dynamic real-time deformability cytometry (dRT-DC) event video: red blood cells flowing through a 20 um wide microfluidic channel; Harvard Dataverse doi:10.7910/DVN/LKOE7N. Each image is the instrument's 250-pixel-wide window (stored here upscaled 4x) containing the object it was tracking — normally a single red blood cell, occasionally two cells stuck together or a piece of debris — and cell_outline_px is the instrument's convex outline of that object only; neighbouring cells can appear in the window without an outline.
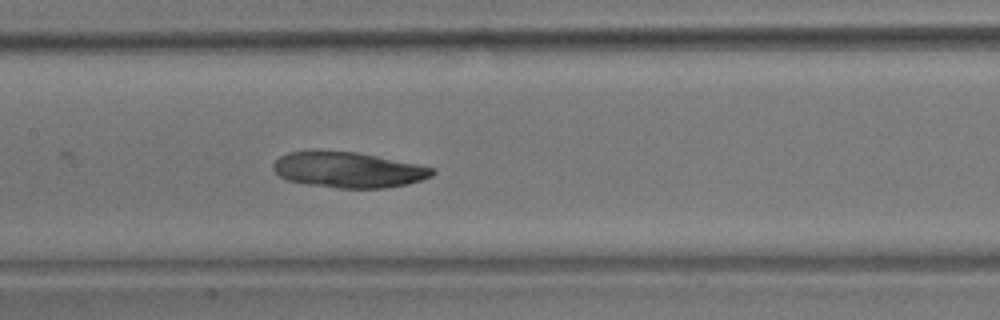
{"species": "common noctule bat (a hibernating species)", "species_latin": "Nyctalus noctula", "temperature_condition": "room temperature", "stored_images_in_passage": 49, "camera_frame_rate_fps": 3000, "um_per_image_px": 0.085, "animal": {"sex": "male", "body_mass_g": 17.9}, "frame": {"image": 1, "passage_image": 26, "time_ms": 8.333, "image_size_px": [1000, 320], "cell_outline_px": [[436, 172], [432, 176], [408, 184], [388, 188], [340, 188], [308, 184], [288, 180], [280, 176], [272, 168], [272, 164], [280, 156], [288, 152], [356, 152], [436, 168]], "centroid_in_image_um": [29.64, 14.45], "position_along_channel_um": 177.8, "area_um2": 32.54}}
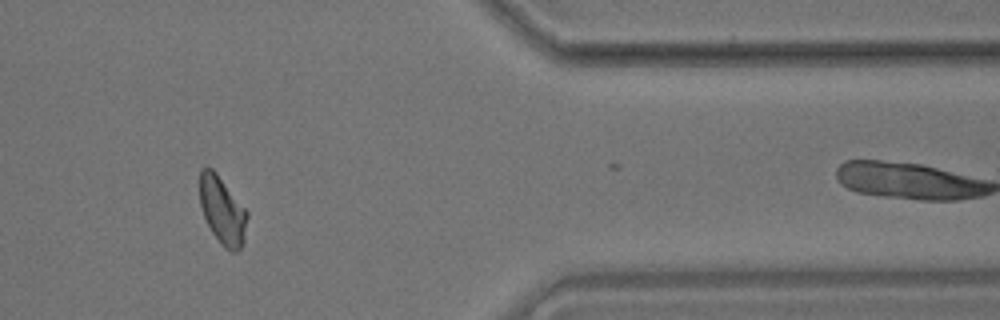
{"frame": {"image": 2, "passage_image": 39, "time_ms": 12.667, "image_size_px": [1000, 320], "cell_outline_px": [[248, 216], [244, 244], [236, 252], [232, 252], [224, 248], [212, 232], [204, 216], [200, 204], [200, 168], [212, 168], [216, 172], [248, 212]], "centroid_in_image_um": [18.92, 17.92], "position_along_channel_um": 392.5, "area_um2": 18.67}}